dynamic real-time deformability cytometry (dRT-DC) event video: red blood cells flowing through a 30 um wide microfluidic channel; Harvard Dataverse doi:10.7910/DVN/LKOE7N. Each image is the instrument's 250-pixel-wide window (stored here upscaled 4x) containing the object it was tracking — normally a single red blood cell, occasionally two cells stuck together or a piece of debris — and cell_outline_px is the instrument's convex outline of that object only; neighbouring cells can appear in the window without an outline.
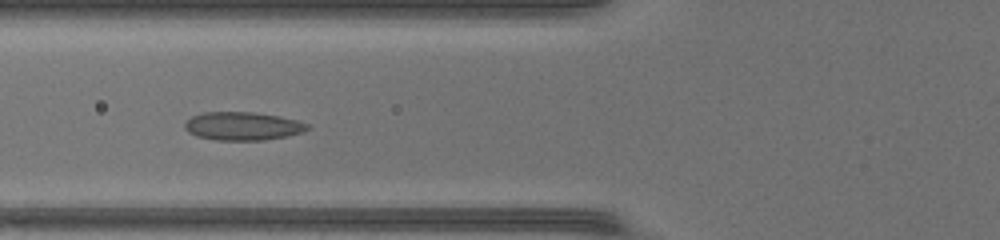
{"species": "common noctule bat (a hibernating species)", "species_latin": "Nyctalus noctula", "temperature_condition": "warm", "stored_images_in_passage": 38, "camera_frame_rate_fps": 3000, "um_per_image_px": 0.085, "animal": {"sex": "female", "body_mass_g": 17.0, "forearm_length_mm": 48.0}, "frame": {"image": 1, "passage_image": 9, "time_ms": 2.667, "image_size_px": [1000, 240], "cell_outline_px": [[308, 128], [304, 132], [288, 136], [264, 140], [216, 140], [196, 136], [188, 132], [184, 128], [184, 124], [192, 116], [204, 112], [252, 112], [280, 116], [296, 120], [308, 124]], "centroid_in_image_um": [20.62, 10.72], "position_along_channel_um": 105.2, "area_um2": 20.23}}
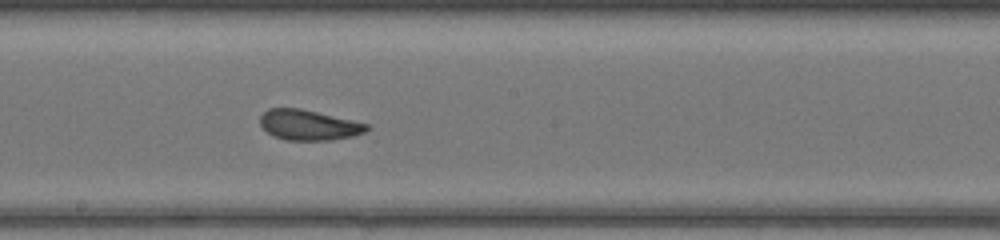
{"frame": {"image": 2, "passage_image": 17, "time_ms": 5.333, "image_size_px": [1000, 240], "cell_outline_px": [[368, 128], [364, 132], [352, 136], [332, 140], [284, 140], [272, 136], [260, 124], [260, 116], [268, 108], [300, 108], [368, 124]], "centroid_in_image_um": [26.19, 10.63], "position_along_channel_um": 222.0, "area_um2": 18.67}}
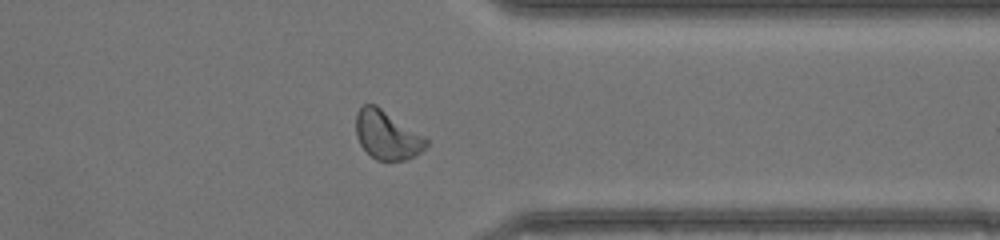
{"frame": {"image": 3, "passage_image": 28, "time_ms": 9.0, "image_size_px": [1000, 240], "cell_outline_px": [[428, 144], [416, 156], [408, 160], [376, 160], [360, 144], [356, 136], [356, 116], [360, 108], [364, 104], [376, 104], [428, 140]], "centroid_in_image_um": [32.88, 11.49], "position_along_channel_um": 378.5, "area_um2": 19.59}, "authors_computed_cell_mechanics": {"area_um2": 19.3052, "velocity_mm_per_s": 4.3718, "shape_relaxation_time_tau1_ms": 2.6962, "shape_relaxation_time_tau2_ms": 2.5077, "deformation_change_tau1": 0.0735, "deformation_change_tau2": 0.0825}}